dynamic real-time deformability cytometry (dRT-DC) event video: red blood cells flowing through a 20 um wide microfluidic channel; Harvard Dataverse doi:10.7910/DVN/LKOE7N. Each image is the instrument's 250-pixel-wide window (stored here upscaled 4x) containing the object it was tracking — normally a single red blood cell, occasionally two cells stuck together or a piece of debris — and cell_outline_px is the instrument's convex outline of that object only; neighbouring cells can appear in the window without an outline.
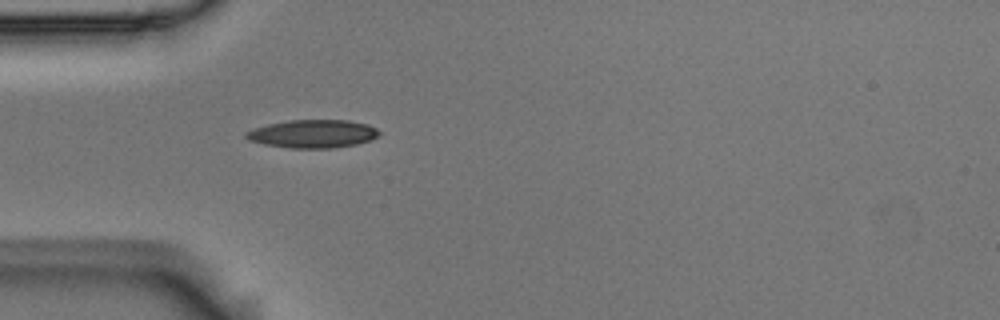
{"species": "Egyptian fruit bat (a non-hibernating species)", "species_latin": "Rousettus aegyptiacus", "temperature_condition": "room temperature", "stored_images_in_passage": 24, "camera_frame_rate_fps": 3000, "um_per_image_px": 0.085, "animal": {"sex": "male"}, "frame": {"image": 1, "passage_image": 1, "time_ms": 0.0, "image_size_px": [1000, 320], "cell_outline_px": [[380, 136], [356, 144], [332, 148], [292, 148], [264, 144], [248, 140], [244, 136], [244, 132], [268, 124], [292, 120], [348, 120], [368, 124], [376, 128], [380, 132]], "centroid_in_image_um": [26.6, 11.37], "position_along_channel_um": 58.4, "area_um2": 21.73}}